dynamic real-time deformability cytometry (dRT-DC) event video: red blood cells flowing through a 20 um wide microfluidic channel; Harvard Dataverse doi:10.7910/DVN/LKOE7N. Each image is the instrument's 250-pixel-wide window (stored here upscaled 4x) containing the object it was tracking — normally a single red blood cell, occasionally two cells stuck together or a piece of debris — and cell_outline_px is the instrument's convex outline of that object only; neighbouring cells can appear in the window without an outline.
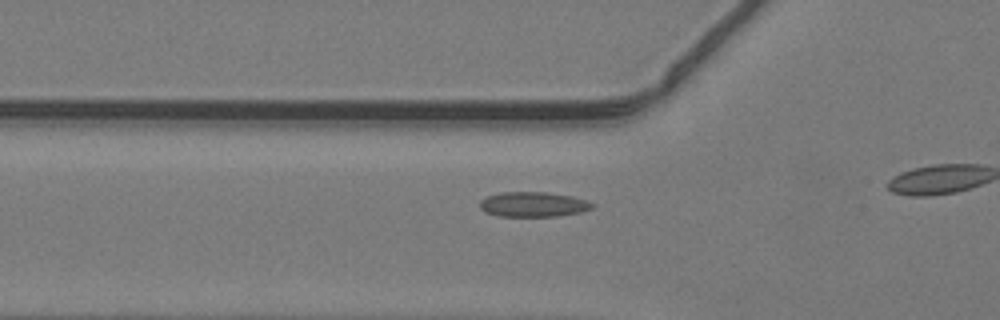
{"species": "common noctule bat (a hibernating species)", "species_latin": "Nyctalus noctula", "temperature_condition": "warm", "stored_images_in_passage": 13, "camera_frame_rate_fps": 3000, "um_per_image_px": 0.085, "animal": {"sex": "male", "body_mass_g": 19.2, "forearm_length_mm": 51.8}, "frame": {"image": 1, "passage_image": 8, "time_ms": 2.333, "image_size_px": [1000, 320], "cell_outline_px": [[596, 204], [592, 208], [580, 212], [560, 216], [496, 216], [484, 212], [480, 208], [480, 200], [488, 196], [500, 192], [544, 192], [572, 196], [588, 200]], "centroid_in_image_um": [45.33, 17.37], "position_along_channel_um": 80.5, "area_um2": 16.47}}
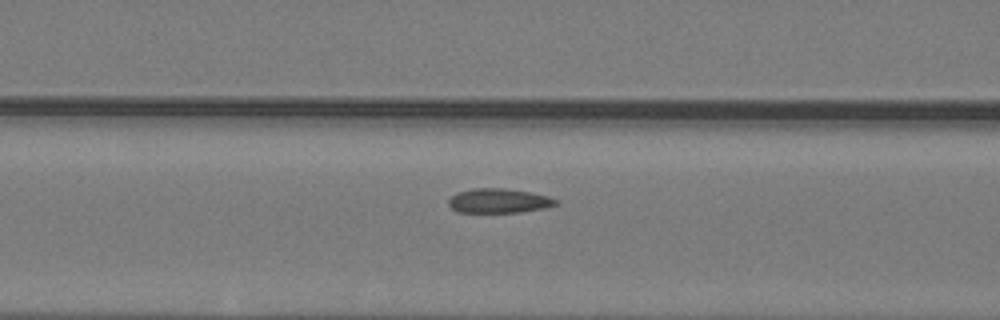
{"frame": {"image": 2, "passage_image": 11, "time_ms": 3.333, "image_size_px": [1000, 320], "cell_outline_px": [[556, 204], [544, 208], [520, 212], [456, 212], [448, 204], [448, 200], [456, 192], [472, 188], [504, 188], [528, 192], [548, 196], [556, 200]], "centroid_in_image_um": [42.33, 17.06], "position_along_channel_um": 124.3, "area_um2": 15.14}}